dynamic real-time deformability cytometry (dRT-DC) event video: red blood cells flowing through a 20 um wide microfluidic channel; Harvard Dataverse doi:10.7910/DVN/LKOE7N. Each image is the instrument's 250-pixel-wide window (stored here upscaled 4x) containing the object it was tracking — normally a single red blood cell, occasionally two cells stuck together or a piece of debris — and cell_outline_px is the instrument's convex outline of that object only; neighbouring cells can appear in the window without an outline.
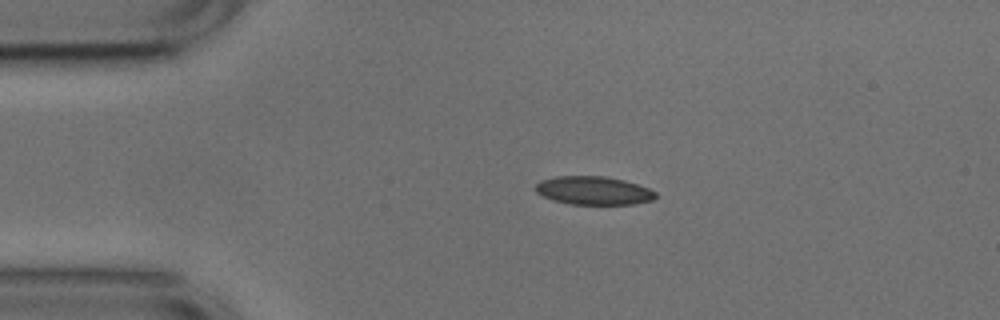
{"species": "common noctule bat (a hibernating species)", "species_latin": "Nyctalus noctula", "temperature_condition": "cold", "stored_images_in_passage": 43, "camera_frame_rate_fps": 3000, "um_per_image_px": 0.085, "animal": {"sex": "male", "body_mass_g": 17.9, "forearm_length_mm": 54.2}, "frame": {"image": 1, "passage_image": 1, "time_ms": 0.0, "image_size_px": [1000, 320], "cell_outline_px": [[656, 196], [652, 200], [632, 204], [572, 204], [552, 200], [536, 192], [536, 184], [540, 180], [556, 176], [604, 176], [624, 180], [648, 188], [656, 192]], "centroid_in_image_um": [50.43, 16.19], "position_along_channel_um": 34.6, "area_um2": 19.71}}
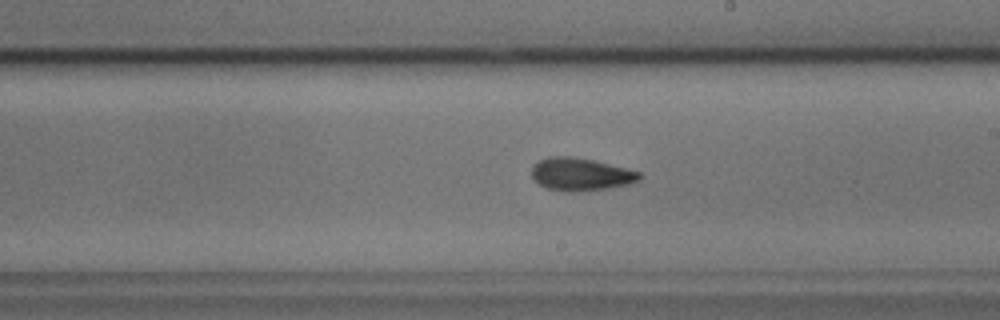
{"frame": {"image": 2, "passage_image": 20, "time_ms": 6.333, "image_size_px": [1000, 320], "cell_outline_px": [[644, 176], [640, 180], [628, 184], [608, 188], [576, 192], [572, 192], [544, 188], [532, 180], [532, 164], [548, 156], [572, 156], [592, 160], [640, 172]], "centroid_in_image_um": [49.32, 14.82], "position_along_channel_um": 239.7, "area_um2": 20.69}}
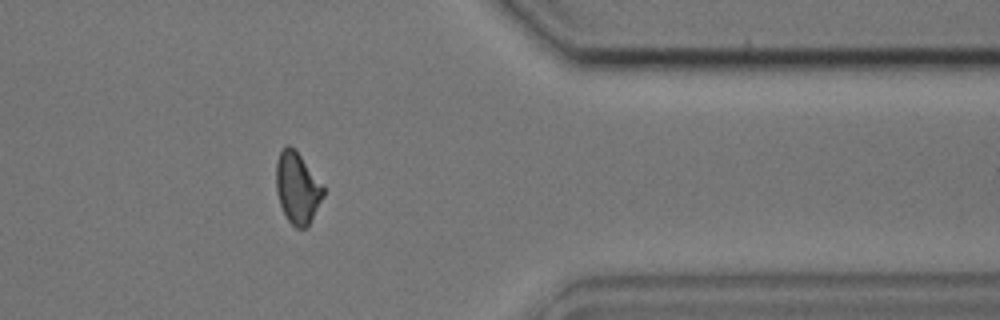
{"frame": {"image": 3, "passage_image": 33, "time_ms": 10.667, "image_size_px": [1000, 320], "cell_outline_px": [[324, 196], [308, 228], [296, 228], [288, 220], [280, 204], [276, 192], [276, 164], [280, 152], [288, 144], [300, 156], [324, 184]], "centroid_in_image_um": [25.3, 16.01], "position_along_channel_um": 386.1, "area_um2": 19.59}, "authors_computed_cell_mechanics": {"area_um2": 20.1722, "velocity_mm_per_s": 3.7788, "shape_relaxation_time_tau1_ms": 5.9293, "shape_relaxation_time_tau2_ms": 3.1569, "deformation_change_tau1": 0.1244, "deformation_change_tau2": 0.0993}}